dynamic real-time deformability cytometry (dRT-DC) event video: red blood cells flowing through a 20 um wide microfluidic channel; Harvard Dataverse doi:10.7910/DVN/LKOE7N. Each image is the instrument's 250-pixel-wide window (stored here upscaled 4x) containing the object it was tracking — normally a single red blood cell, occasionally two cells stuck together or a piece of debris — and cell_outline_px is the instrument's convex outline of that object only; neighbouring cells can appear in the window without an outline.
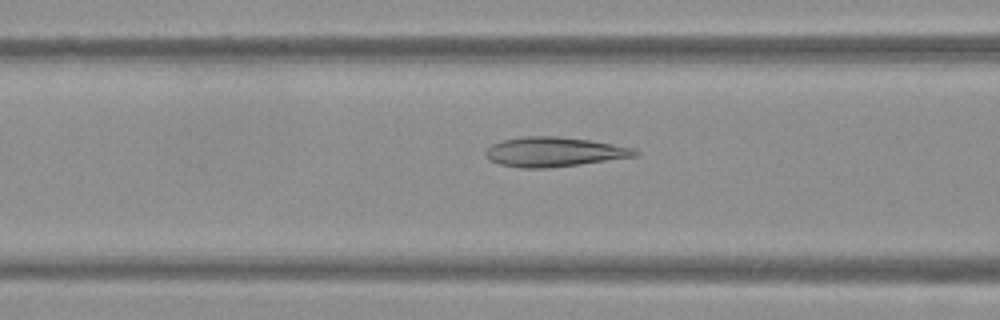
{"species": "Egyptian fruit bat (a non-hibernating species)", "species_latin": "Rousettus aegyptiacus", "temperature_condition": "warm", "stored_images_in_passage": 37, "camera_frame_rate_fps": 3000, "um_per_image_px": 0.085, "frame": {"image": 1, "passage_image": 5, "time_ms": 1.333, "image_size_px": [1000, 320], "cell_outline_px": [[640, 152], [636, 156], [580, 164], [548, 168], [520, 168], [500, 164], [484, 156], [484, 152], [492, 144], [504, 140], [524, 136], [556, 136], [588, 140], [612, 144], [632, 148]], "centroid_in_image_um": [47.06, 12.91], "position_along_channel_um": 119.5, "area_um2": 25.49}}
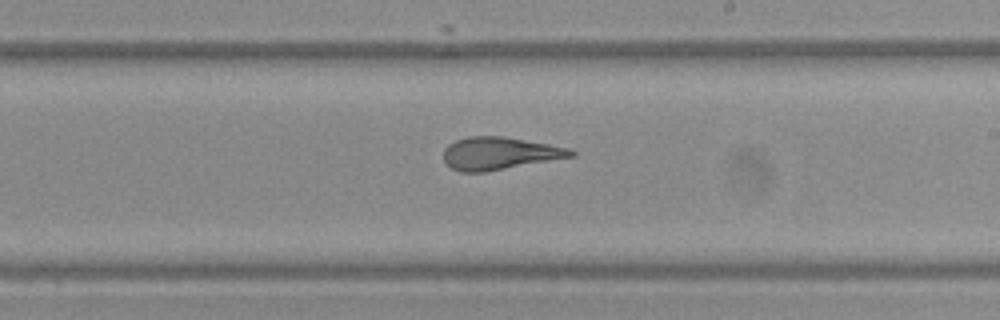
{"frame": {"image": 2, "passage_image": 15, "time_ms": 4.667, "image_size_px": [1000, 320], "cell_outline_px": [[576, 156], [484, 172], [460, 172], [452, 168], [444, 160], [444, 148], [448, 144], [456, 140], [468, 136], [504, 136], [548, 144], [568, 148], [576, 152]], "centroid_in_image_um": [42.45, 13.03], "position_along_channel_um": 246.6, "area_um2": 24.1}}
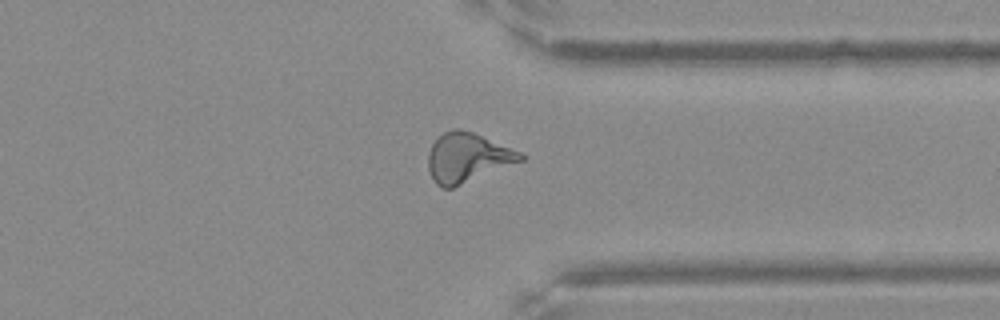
{"frame": {"image": 3, "passage_image": 25, "time_ms": 8.0, "image_size_px": [1000, 320], "cell_outline_px": [[524, 160], [452, 188], [444, 188], [436, 184], [428, 168], [428, 152], [432, 144], [444, 132], [452, 128], [456, 128], [472, 132], [520, 152], [524, 156]], "centroid_in_image_um": [39.7, 13.4], "position_along_channel_um": 371.7, "area_um2": 26.13}, "authors_computed_cell_mechanics": {"area_um2": 25.143, "velocity_mm_per_s": 3.8095, "shape_relaxation_time_tau1_ms": null, "shape_relaxation_time_tau2_ms": 1.1693, "deformation_change_tau1": null, "deformation_change_tau2": 0.0972}}